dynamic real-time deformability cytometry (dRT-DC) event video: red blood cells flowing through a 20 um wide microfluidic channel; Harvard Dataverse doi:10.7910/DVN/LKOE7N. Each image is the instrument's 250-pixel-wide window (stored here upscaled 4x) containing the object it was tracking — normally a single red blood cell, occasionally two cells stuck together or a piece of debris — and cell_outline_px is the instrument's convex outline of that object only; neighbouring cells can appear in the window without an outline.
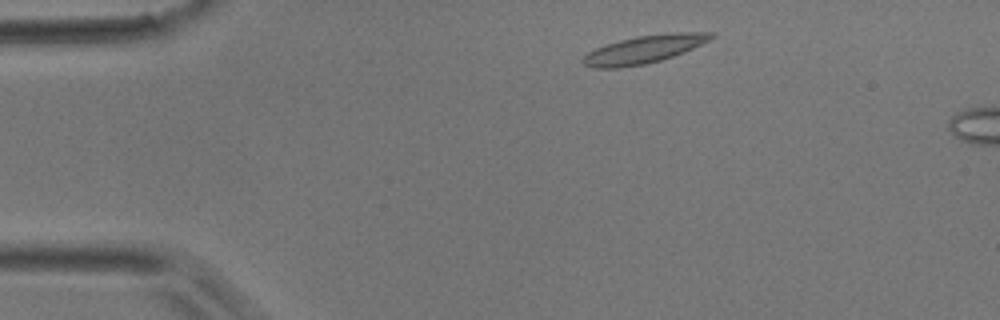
{"species": "common noctule bat (a hibernating species)", "species_latin": "Nyctalus noctula", "temperature_condition": "room temperature", "stored_images_in_passage": 2, "camera_frame_rate_fps": 3000, "um_per_image_px": 0.085, "animal": {"sex": "male", "body_mass_g": 17.9}, "frame": {"image": 1, "passage_image": 1, "time_ms": 0.0, "image_size_px": [1000, 320], "cell_outline_px": [[716, 36], [692, 48], [672, 56], [660, 60], [644, 64], [616, 68], [592, 68], [584, 64], [580, 60], [588, 52], [596, 48], [620, 40], [636, 36], [664, 32], [712, 32]], "centroid_in_image_um": [54.72, 4.18], "position_along_channel_um": 30.3, "area_um2": 20.63}}